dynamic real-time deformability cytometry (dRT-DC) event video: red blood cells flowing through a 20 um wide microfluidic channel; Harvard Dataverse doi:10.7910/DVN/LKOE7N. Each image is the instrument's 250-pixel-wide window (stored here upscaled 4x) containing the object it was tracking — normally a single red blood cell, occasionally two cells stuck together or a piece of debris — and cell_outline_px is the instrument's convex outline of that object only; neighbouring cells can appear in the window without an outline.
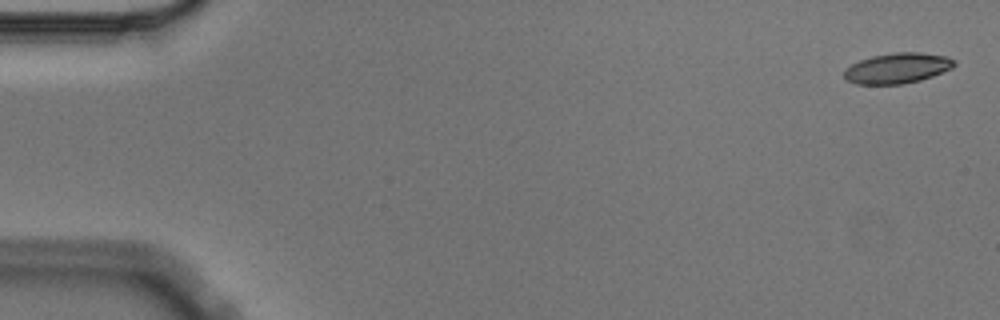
{"species": "Egyptian fruit bat (a non-hibernating species)", "species_latin": "Rousettus aegyptiacus", "temperature_condition": "cold", "stored_images_in_passage": 5, "camera_frame_rate_fps": 3000, "um_per_image_px": 0.085, "animal": {"sex": "male"}, "frame": {"image": 1, "passage_image": 1, "time_ms": 0.0, "image_size_px": [1000, 320], "cell_outline_px": [[956, 64], [952, 68], [932, 76], [920, 80], [904, 84], [856, 84], [844, 80], [844, 68], [860, 60], [872, 56], [892, 52], [920, 52], [948, 56], [956, 60]], "centroid_in_image_um": [76.27, 5.79], "position_along_channel_um": 8.7, "area_um2": 19.77}}
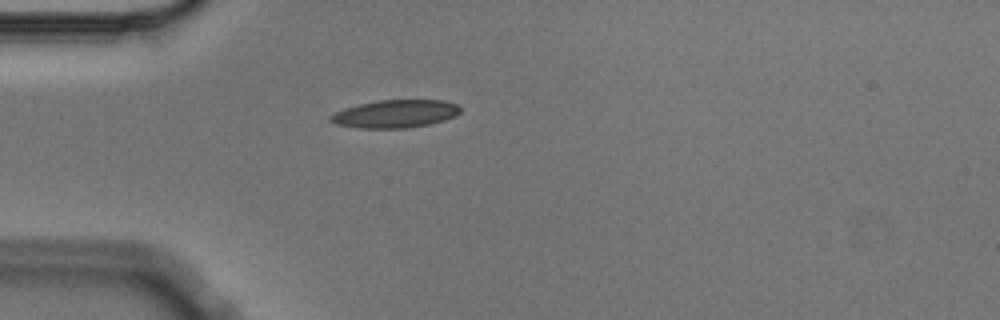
{"frame": {"image": 2, "passage_image": 5, "time_ms": 1.333, "image_size_px": [1000, 320], "cell_outline_px": [[460, 112], [456, 116], [444, 120], [428, 124], [404, 128], [356, 128], [336, 124], [328, 120], [328, 116], [344, 108], [360, 104], [380, 100], [444, 100], [460, 104]], "centroid_in_image_um": [33.6, 9.67], "position_along_channel_um": 51.4, "area_um2": 21.15}}